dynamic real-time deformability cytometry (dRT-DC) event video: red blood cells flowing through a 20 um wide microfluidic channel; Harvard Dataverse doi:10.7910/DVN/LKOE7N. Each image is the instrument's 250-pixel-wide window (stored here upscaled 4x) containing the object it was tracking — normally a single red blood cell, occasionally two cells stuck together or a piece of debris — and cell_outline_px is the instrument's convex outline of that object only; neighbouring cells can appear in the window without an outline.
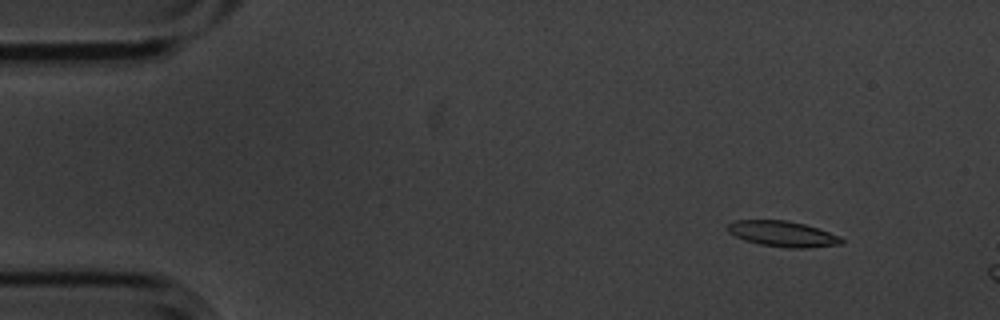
{"species": "common noctule bat (a hibernating species)", "species_latin": "Nyctalus noctula", "temperature_condition": "cold", "stored_images_in_passage": 4, "camera_frame_rate_fps": 3000, "um_per_image_px": 0.085, "animal": {"sex": "male", "body_mass_g": 20.1, "forearm_length_mm": 53.5}, "frame": {"image": 1, "passage_image": 2, "time_ms": 0.333, "image_size_px": [1000, 320], "cell_outline_px": [[844, 244], [808, 248], [788, 248], [760, 244], [744, 240], [728, 232], [724, 228], [728, 224], [736, 220], [788, 220], [804, 224], [840, 236], [844, 240]], "centroid_in_image_um": [66.52, 19.88], "position_along_channel_um": 18.5, "area_um2": 17.11}}